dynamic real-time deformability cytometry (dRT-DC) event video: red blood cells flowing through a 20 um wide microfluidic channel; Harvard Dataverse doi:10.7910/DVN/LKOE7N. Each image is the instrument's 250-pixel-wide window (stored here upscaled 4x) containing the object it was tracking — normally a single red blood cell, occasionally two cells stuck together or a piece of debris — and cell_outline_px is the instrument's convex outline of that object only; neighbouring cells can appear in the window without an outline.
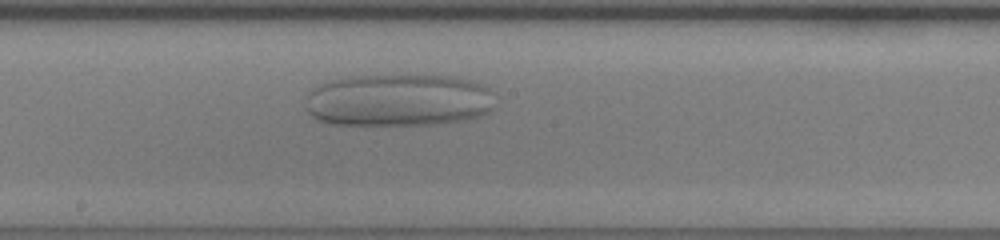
{"species": "human", "species_latin": "Homo sapiens", "temperature_condition": "room temperature", "stored_images_in_passage": 36, "camera_frame_rate_fps": 3000, "um_per_image_px": 0.085, "donor": {"sex": "female"}, "frame": {"image": 1, "passage_image": 17, "time_ms": 5.333, "image_size_px": [1000, 240], "cell_outline_px": [[488, 112], [480, 116], [460, 120], [432, 124], [328, 124], [316, 120], [308, 112], [308, 92], [320, 84], [332, 80], [348, 76], [448, 76], [468, 80], [480, 84], [488, 88]], "centroid_in_image_um": [33.76, 8.52], "position_along_channel_um": 214.4, "area_um2": 56.76}}